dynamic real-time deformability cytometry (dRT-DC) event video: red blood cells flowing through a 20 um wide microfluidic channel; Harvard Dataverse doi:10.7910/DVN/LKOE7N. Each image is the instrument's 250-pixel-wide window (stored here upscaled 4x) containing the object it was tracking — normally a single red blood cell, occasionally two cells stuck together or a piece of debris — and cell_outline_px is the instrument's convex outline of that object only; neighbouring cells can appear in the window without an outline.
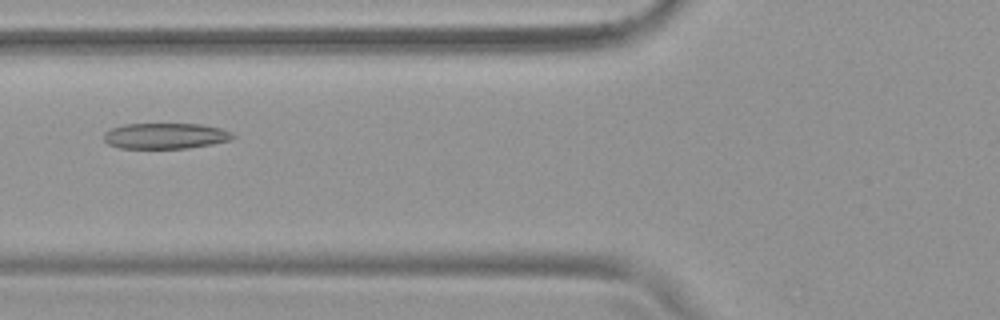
{"species": "common noctule bat (a hibernating species)", "species_latin": "Nyctalus noctula", "temperature_condition": "warm", "stored_images_in_passage": 54, "camera_frame_rate_fps": 3000, "um_per_image_px": 0.085, "animal": {"sex": "female", "body_mass_g": 19.9}, "frame": {"image": 1, "passage_image": 22, "time_ms": 7.0, "image_size_px": [1000, 320], "cell_outline_px": [[236, 136], [232, 140], [212, 144], [188, 148], [120, 148], [108, 144], [104, 140], [104, 132], [112, 128], [124, 124], [200, 124], [220, 128], [232, 132]], "centroid_in_image_um": [14.08, 11.55], "position_along_channel_um": 111.7, "area_um2": 19.42}}
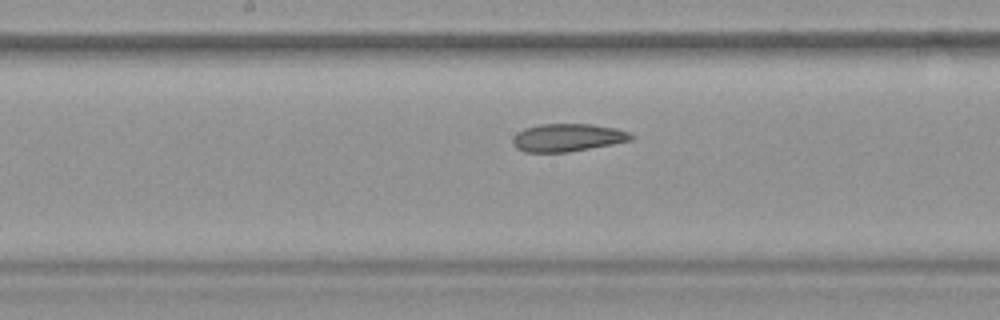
{"frame": {"image": 2, "passage_image": 29, "time_ms": 9.333, "image_size_px": [1000, 320], "cell_outline_px": [[632, 140], [612, 144], [568, 152], [524, 152], [516, 148], [512, 144], [512, 140], [524, 128], [540, 124], [592, 124], [616, 128], [628, 132], [632, 136]], "centroid_in_image_um": [48.23, 11.7], "position_along_channel_um": 200.0, "area_um2": 19.02}}
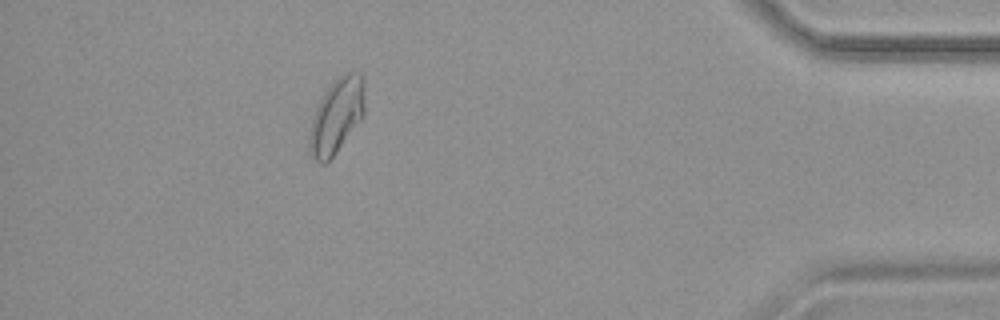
{"frame": {"image": 3, "passage_image": 49, "time_ms": 16.0, "image_size_px": [1000, 320], "cell_outline_px": [[364, 116], [332, 156], [324, 164], [320, 164], [312, 156], [308, 144], [308, 140], [312, 120], [316, 108], [324, 92], [344, 72], [360, 72], [364, 80]], "centroid_in_image_um": [28.62, 9.83], "position_along_channel_um": 406.6, "area_um2": 23.81}, "authors_computed_cell_mechanics": {"area_um2": 22.4264, "velocity_mm_per_s": 3.7897, "shape_relaxation_time_tau1_ms": null, "shape_relaxation_time_tau2_ms": 7.3509, "deformation_change_tau1": null, "deformation_change_tau2": 0.1308}}